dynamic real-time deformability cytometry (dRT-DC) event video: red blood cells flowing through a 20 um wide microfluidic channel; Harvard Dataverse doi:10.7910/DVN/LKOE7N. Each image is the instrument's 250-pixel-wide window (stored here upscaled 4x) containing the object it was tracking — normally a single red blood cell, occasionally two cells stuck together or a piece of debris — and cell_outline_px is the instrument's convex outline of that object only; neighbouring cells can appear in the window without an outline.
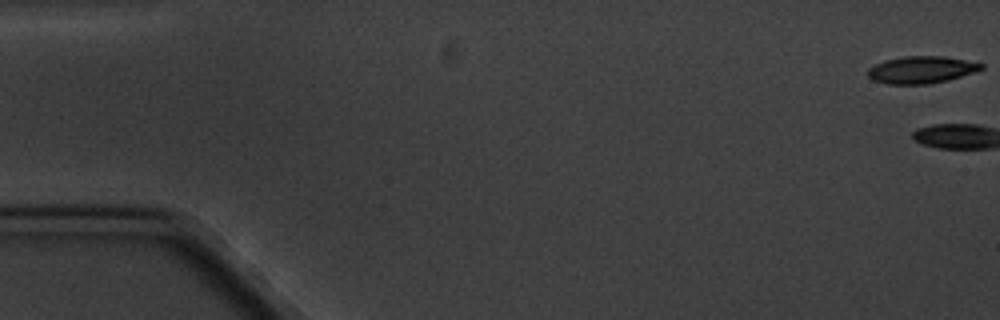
{"species": "common noctule bat (a hibernating species)", "species_latin": "Nyctalus noctula", "temperature_condition": "cold", "stored_images_in_passage": 12, "camera_frame_rate_fps": 3000, "um_per_image_px": 0.085, "animal": {"sex": "male", "body_mass_g": 20.1, "forearm_length_mm": 53.5}, "frame": {"image": 1, "passage_image": 1, "time_ms": 0.0, "image_size_px": [1000, 320], "cell_outline_px": [[984, 68], [976, 72], [948, 80], [928, 84], [884, 84], [872, 80], [868, 76], [868, 68], [884, 60], [904, 56], [944, 56], [984, 64]], "centroid_in_image_um": [78.31, 5.93], "position_along_channel_um": 6.7, "area_um2": 18.03}}
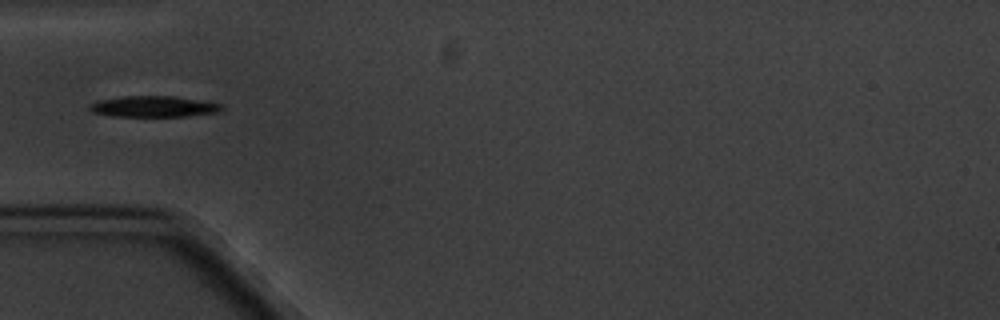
{"frame": {"image": 2, "passage_image": 7, "time_ms": 6.667, "image_size_px": [1000, 320], "cell_outline_px": [[224, 108], [216, 112], [184, 116], [112, 116], [92, 112], [88, 108], [88, 104], [96, 100], [124, 96], [172, 96], [220, 104]], "centroid_in_image_um": [12.94, 9.05], "position_along_channel_um": 72.1, "area_um2": 15.95}}